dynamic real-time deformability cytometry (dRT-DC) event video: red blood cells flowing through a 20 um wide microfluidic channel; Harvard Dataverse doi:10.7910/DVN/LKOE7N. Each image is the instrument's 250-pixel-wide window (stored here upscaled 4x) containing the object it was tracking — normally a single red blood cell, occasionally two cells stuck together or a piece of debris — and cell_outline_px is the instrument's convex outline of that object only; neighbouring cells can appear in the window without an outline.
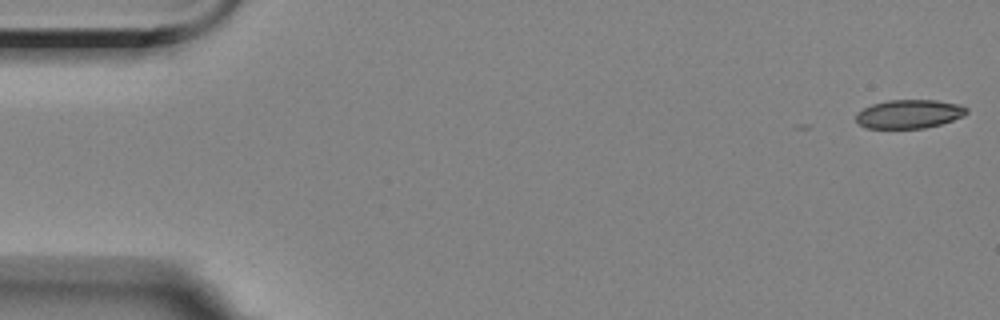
{"species": "Egyptian fruit bat (a non-hibernating species)", "species_latin": "Rousettus aegyptiacus", "temperature_condition": "room temperature", "stored_images_in_passage": 2, "camera_frame_rate_fps": 3000, "um_per_image_px": 0.085, "animal": {"sex": "female"}, "frame": {"image": 1, "passage_image": 1, "time_ms": 0.0, "image_size_px": [1000, 320], "cell_outline_px": [[968, 112], [964, 116], [940, 124], [924, 128], [864, 128], [856, 120], [856, 112], [872, 104], [888, 100], [936, 100], [960, 104], [968, 108]], "centroid_in_image_um": [77.28, 9.68], "position_along_channel_um": 7.7, "area_um2": 18.55}}